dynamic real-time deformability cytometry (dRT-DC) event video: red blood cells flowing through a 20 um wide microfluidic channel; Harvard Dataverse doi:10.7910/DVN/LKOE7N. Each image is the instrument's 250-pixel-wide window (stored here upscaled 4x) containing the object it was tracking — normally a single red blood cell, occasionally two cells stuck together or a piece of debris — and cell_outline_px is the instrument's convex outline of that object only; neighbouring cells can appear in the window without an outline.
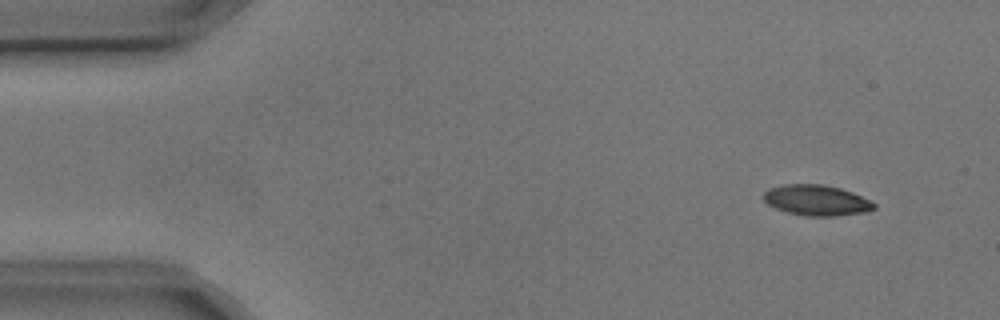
{"species": "common noctule bat (a hibernating species)", "species_latin": "Nyctalus noctula", "temperature_condition": "cold", "stored_images_in_passage": 4, "camera_frame_rate_fps": 3000, "um_per_image_px": 0.085, "animal": {"sex": "male", "body_mass_g": 17.9, "forearm_length_mm": 54.2}, "frame": {"image": 1, "passage_image": 2, "time_ms": 0.333, "image_size_px": [1000, 320], "cell_outline_px": [[876, 208], [864, 212], [832, 216], [808, 216], [788, 212], [776, 208], [768, 204], [764, 200], [764, 192], [768, 188], [784, 184], [824, 184], [840, 188], [852, 192], [876, 204]], "centroid_in_image_um": [69.38, 17.01], "position_along_channel_um": 15.6, "area_um2": 19.54}}
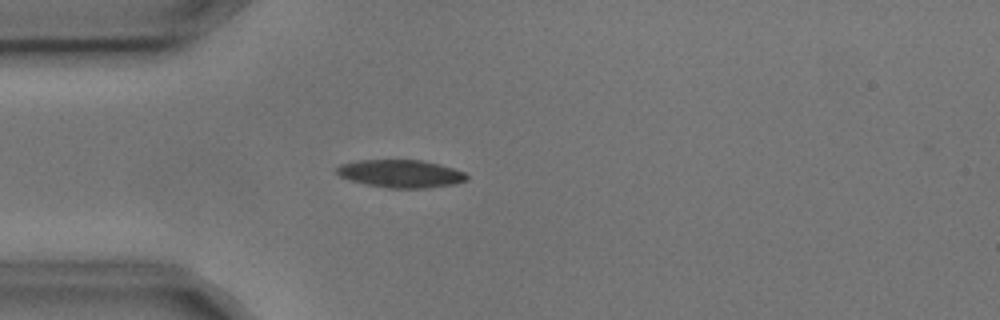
{"frame": {"image": 2, "passage_image": 4, "time_ms": 1.0, "image_size_px": [1000, 320], "cell_outline_px": [[468, 180], [456, 184], [428, 188], [388, 188], [364, 184], [340, 176], [336, 172], [336, 168], [340, 164], [356, 160], [420, 160], [440, 164], [464, 172], [468, 176]], "centroid_in_image_um": [34.07, 14.76], "position_along_channel_um": 50.9, "area_um2": 21.15}}